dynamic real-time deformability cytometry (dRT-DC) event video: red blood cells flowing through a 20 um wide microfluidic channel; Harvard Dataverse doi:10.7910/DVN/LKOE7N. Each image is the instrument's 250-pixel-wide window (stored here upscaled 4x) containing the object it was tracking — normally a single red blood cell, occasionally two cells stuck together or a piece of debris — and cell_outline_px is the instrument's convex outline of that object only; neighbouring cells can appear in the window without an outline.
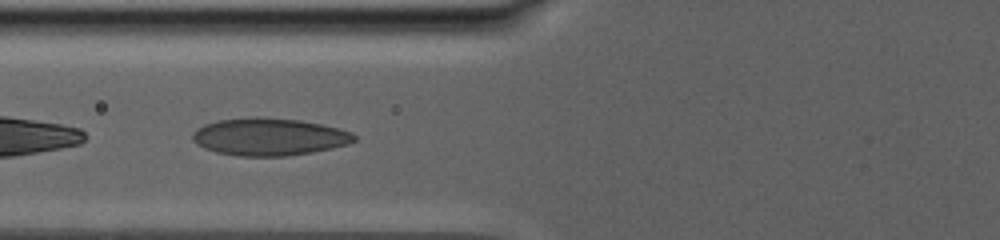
{"species": "human", "species_latin": "Homo sapiens", "temperature_condition": "warm", "stored_images_in_passage": 27, "camera_frame_rate_fps": 3000, "um_per_image_px": 0.085, "donor": {"sex": "male"}, "frame": {"image": 1, "passage_image": 6, "time_ms": 1.333, "image_size_px": [1000, 240], "cell_outline_px": [[356, 140], [348, 144], [332, 148], [312, 152], [288, 156], [240, 156], [216, 152], [204, 148], [196, 144], [192, 140], [192, 132], [196, 128], [204, 124], [220, 120], [256, 116], [300, 120], [340, 128], [352, 132], [356, 136]], "centroid_in_image_um": [22.87, 11.62], "position_along_channel_um": 102.9, "area_um2": 35.49}}
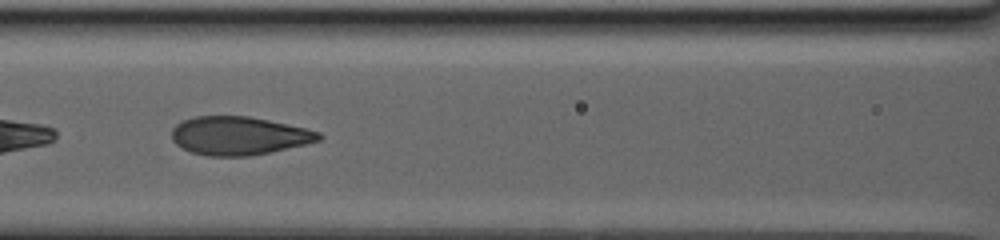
{"frame": {"image": 2, "passage_image": 16, "time_ms": 3.0, "image_size_px": [1000, 240], "cell_outline_px": [[324, 136], [320, 140], [272, 152], [248, 156], [208, 156], [192, 152], [176, 144], [172, 140], [172, 128], [176, 124], [184, 120], [196, 116], [248, 116], [268, 120], [304, 128], [320, 132]], "centroid_in_image_um": [20.3, 11.54], "position_along_channel_um": 146.3, "area_um2": 32.71}}
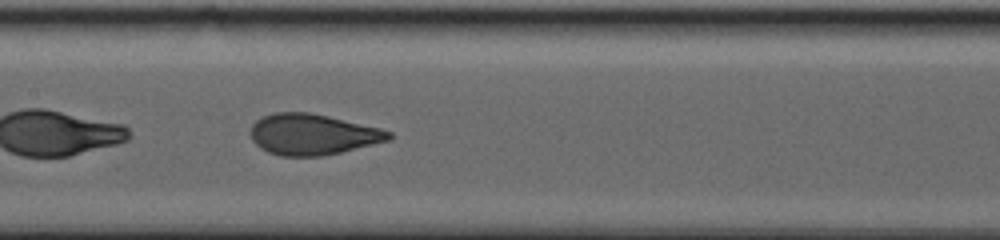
{"frame": {"image": 3, "passage_image": 26, "time_ms": 4.333, "image_size_px": [1000, 240], "cell_outline_px": [[392, 136], [388, 140], [324, 156], [280, 156], [268, 152], [260, 148], [252, 140], [248, 132], [252, 124], [256, 120], [264, 116], [276, 112], [308, 112], [328, 116], [380, 128], [392, 132]], "centroid_in_image_um": [26.51, 11.42], "position_along_channel_um": 180.9, "area_um2": 32.89}}